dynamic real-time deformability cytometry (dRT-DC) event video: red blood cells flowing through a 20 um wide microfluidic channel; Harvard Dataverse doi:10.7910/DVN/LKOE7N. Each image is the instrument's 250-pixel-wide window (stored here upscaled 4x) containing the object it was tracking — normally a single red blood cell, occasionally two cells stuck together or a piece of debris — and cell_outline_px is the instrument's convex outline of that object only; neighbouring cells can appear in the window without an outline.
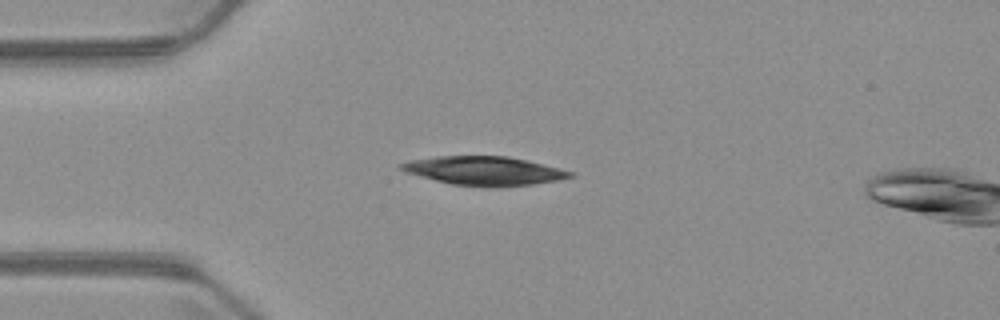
{"species": "common noctule bat (a hibernating species)", "species_latin": "Nyctalus noctula", "temperature_condition": "warm", "stored_images_in_passage": 2, "camera_frame_rate_fps": 3000, "um_per_image_px": 0.085, "animal": {"sex": "male", "body_mass_g": 23.1, "forearm_length_mm": 52.7}, "frame": {"image": 1, "passage_image": 1, "time_ms": 0.0, "image_size_px": [1000, 320], "cell_outline_px": [[576, 176], [556, 180], [532, 184], [500, 188], [488, 188], [452, 184], [420, 176], [408, 172], [400, 168], [400, 164], [412, 160], [436, 156], [508, 156], [528, 160], [576, 172]], "centroid_in_image_um": [41.24, 14.53], "position_along_channel_um": 43.8, "area_um2": 28.5}}